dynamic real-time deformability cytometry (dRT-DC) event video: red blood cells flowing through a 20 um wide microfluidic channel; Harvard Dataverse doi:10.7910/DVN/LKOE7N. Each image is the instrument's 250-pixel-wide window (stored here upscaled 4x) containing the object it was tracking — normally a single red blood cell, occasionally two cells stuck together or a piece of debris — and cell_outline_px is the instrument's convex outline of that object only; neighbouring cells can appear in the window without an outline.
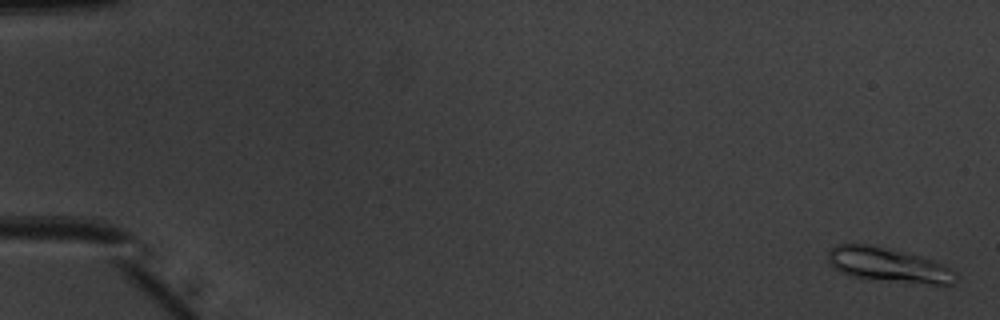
{"species": "common noctule bat (a hibernating species)", "species_latin": "Nyctalus noctula", "temperature_condition": "warm", "stored_images_in_passage": 52, "camera_frame_rate_fps": 3000, "um_per_image_px": 0.085, "animal": {"sex": "male", "body_mass_g": 20.1, "forearm_length_mm": 53.5}, "frame": {"image": 1, "passage_image": 2, "time_ms": 0.333, "image_size_px": [1000, 320], "cell_outline_px": [[956, 272], [952, 284], [908, 284], [848, 276], [840, 272], [828, 260], [828, 252], [836, 244], [868, 244], [904, 252], [932, 260], [952, 268]], "centroid_in_image_um": [75.5, 22.54], "position_along_channel_um": 9.5, "area_um2": 25.61}}
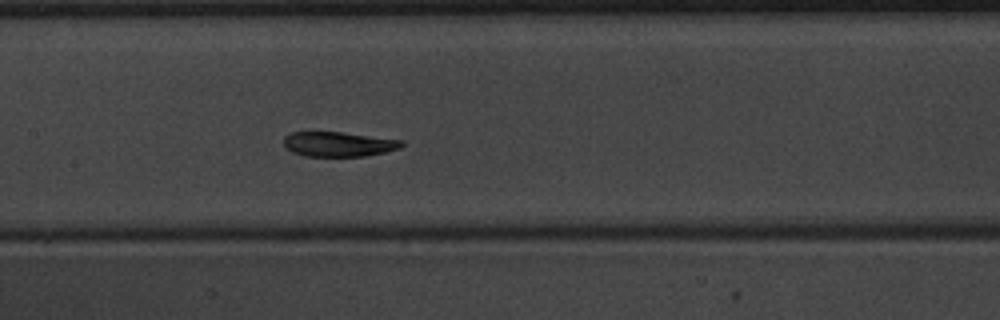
{"frame": {"image": 2, "passage_image": 27, "time_ms": 8.667, "image_size_px": [1000, 320], "cell_outline_px": [[404, 144], [400, 148], [384, 152], [364, 156], [304, 156], [292, 152], [284, 148], [284, 136], [292, 132], [340, 132], [404, 140]], "centroid_in_image_um": [28.75, 12.25], "position_along_channel_um": 178.6, "area_um2": 17.05}}
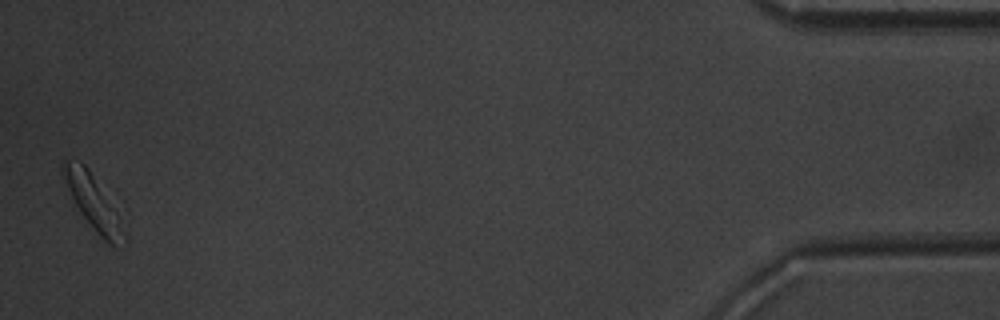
{"frame": {"image": 3, "passage_image": 52, "time_ms": 17.0, "image_size_px": [1000, 320], "cell_outline_px": [[128, 240], [112, 244], [108, 244], [96, 232], [80, 212], [60, 172], [60, 164], [64, 160], [68, 160], [84, 164], [88, 168]], "centroid_in_image_um": [7.78, 17.14], "position_along_channel_um": 427.4, "area_um2": 17.28}, "authors_computed_cell_mechanics": {"area_um2": 18.3226, "velocity_mm_per_s": 3.9615, "shape_relaxation_time_tau1_ms": 1.5227, "shape_relaxation_time_tau2_ms": 2.4292, "deformation_change_tau1": 0.1227, "deformation_change_tau2": 0.0882}}